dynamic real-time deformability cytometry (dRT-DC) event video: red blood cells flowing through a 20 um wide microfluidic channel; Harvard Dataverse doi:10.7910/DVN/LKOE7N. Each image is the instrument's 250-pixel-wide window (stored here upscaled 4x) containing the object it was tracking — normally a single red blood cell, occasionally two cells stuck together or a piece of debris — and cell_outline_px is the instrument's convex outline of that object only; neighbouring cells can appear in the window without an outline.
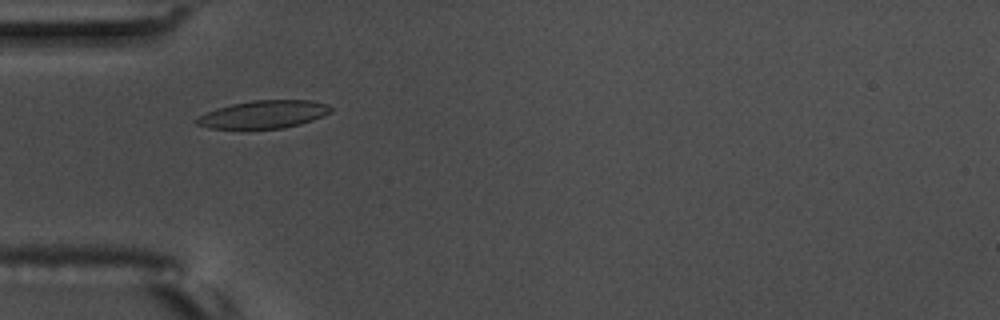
{"species": "common noctule bat (a hibernating species)", "species_latin": "Nyctalus noctula", "temperature_condition": "warm", "stored_images_in_passage": 3, "camera_frame_rate_fps": 3000, "um_per_image_px": 0.085, "animal": {"sex": "male", "body_mass_g": 17.5, "forearm_length_mm": 52.3}, "frame": {"image": 1, "passage_image": 1, "time_ms": 0.0, "image_size_px": [1000, 320], "cell_outline_px": [[332, 112], [312, 120], [300, 124], [284, 128], [208, 128], [196, 124], [196, 120], [200, 116], [216, 108], [232, 104], [252, 100], [308, 100], [328, 104], [332, 108]], "centroid_in_image_um": [22.44, 9.71], "position_along_channel_um": 62.6, "area_um2": 21.5}}